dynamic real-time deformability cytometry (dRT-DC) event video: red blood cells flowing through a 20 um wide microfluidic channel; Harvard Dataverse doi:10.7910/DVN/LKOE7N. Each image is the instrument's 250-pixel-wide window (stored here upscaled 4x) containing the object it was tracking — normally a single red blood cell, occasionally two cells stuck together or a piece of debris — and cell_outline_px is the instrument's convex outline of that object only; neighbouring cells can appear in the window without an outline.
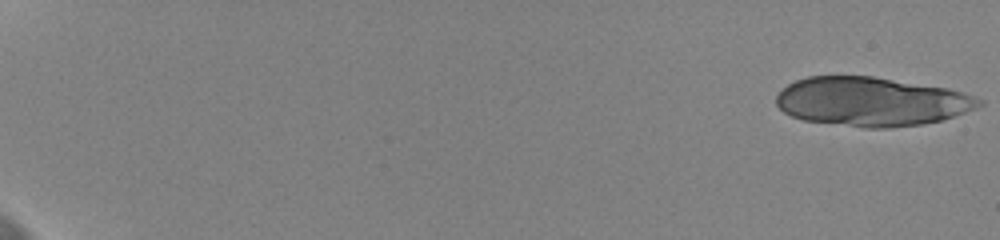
{"species": "human", "species_latin": "Homo sapiens", "temperature_condition": "cold", "stored_images_in_passage": 7, "camera_frame_rate_fps": 3000, "um_per_image_px": 0.085, "donor": {"sex": "female"}, "frame": {"image": 1, "passage_image": 1, "time_ms": 0.0, "image_size_px": [1000, 240], "cell_outline_px": [[984, 104], [976, 108], [940, 120], [920, 124], [888, 128], [864, 128], [804, 120], [792, 116], [784, 112], [776, 104], [776, 96], [788, 84], [796, 80], [808, 76], [872, 76], [948, 88], [964, 92], [984, 100]], "centroid_in_image_um": [74.08, 8.63], "position_along_channel_um": 10.9, "area_um2": 57.8}}